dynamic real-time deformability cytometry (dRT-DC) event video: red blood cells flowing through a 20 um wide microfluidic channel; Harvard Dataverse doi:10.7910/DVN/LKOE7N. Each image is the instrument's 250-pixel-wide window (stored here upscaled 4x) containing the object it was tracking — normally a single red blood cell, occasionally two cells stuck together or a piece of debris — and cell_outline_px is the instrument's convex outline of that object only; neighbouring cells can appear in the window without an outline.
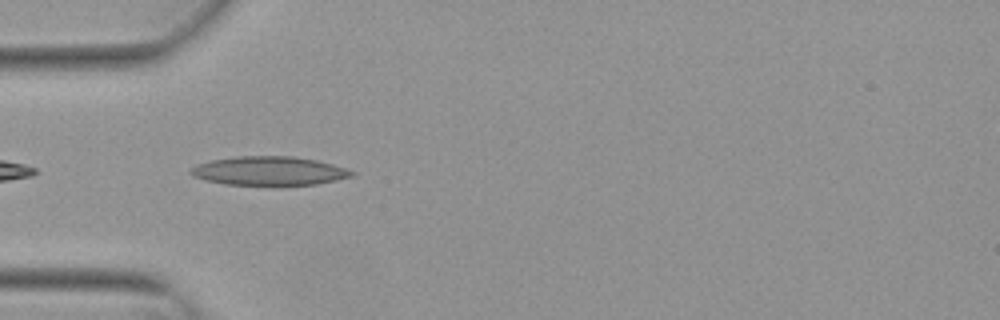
{"species": "Egyptian fruit bat (a non-hibernating species)", "species_latin": "Rousettus aegyptiacus", "temperature_condition": "warm", "stored_images_in_passage": 7, "camera_frame_rate_fps": 3000, "um_per_image_px": 0.085, "animal": {"sex": "female"}, "frame": {"image": 1, "passage_image": 2, "time_ms": 0.333, "image_size_px": [1000, 320], "cell_outline_px": [[356, 172], [352, 176], [336, 180], [316, 184], [224, 184], [192, 176], [188, 172], [196, 164], [212, 160], [236, 156], [292, 156], [316, 160], [332, 164]], "centroid_in_image_um": [22.85, 14.51], "position_along_channel_um": 62.1, "area_um2": 26.65}}